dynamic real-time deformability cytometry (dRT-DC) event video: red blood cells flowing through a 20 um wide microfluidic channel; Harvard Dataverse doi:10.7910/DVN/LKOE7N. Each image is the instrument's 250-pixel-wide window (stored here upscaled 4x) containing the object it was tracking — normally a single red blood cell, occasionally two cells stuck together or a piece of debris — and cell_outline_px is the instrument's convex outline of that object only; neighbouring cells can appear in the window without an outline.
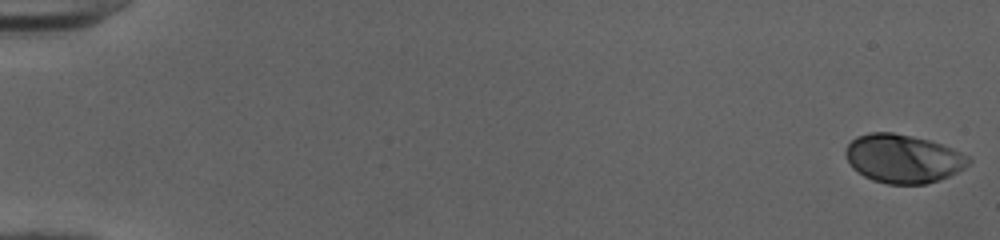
{"species": "human", "species_latin": "Homo sapiens", "temperature_condition": "cold", "stored_images_in_passage": 15, "camera_frame_rate_fps": 3000, "um_per_image_px": 0.085, "donor": {"sex": "female"}, "frame": {"image": 1, "passage_image": 1, "time_ms": 0.0, "image_size_px": [1000, 240], "cell_outline_px": [[972, 160], [964, 168], [940, 180], [924, 184], [888, 184], [872, 180], [856, 172], [852, 168], [844, 152], [848, 144], [856, 136], [868, 132], [892, 132], [912, 136], [928, 140], [952, 148], [968, 156]], "centroid_in_image_um": [76.73, 13.48], "position_along_channel_um": 8.3, "area_um2": 34.8}}